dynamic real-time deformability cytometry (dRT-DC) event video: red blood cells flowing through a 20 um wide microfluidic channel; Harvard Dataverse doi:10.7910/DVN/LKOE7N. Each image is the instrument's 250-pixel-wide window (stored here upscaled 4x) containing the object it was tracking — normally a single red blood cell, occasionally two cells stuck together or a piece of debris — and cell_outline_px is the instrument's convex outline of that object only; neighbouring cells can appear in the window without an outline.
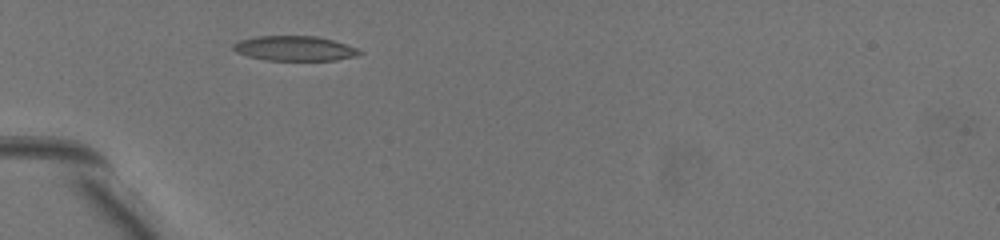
{"species": "common noctule bat (a hibernating species)", "species_latin": "Nyctalus noctula", "temperature_condition": "warm", "stored_images_in_passage": 5, "camera_frame_rate_fps": 3000, "um_per_image_px": 0.085, "animal": {"sex": "female", "body_mass_g": 19.5, "forearm_length_mm": 54.1}, "frame": {"image": 1, "passage_image": 1, "time_ms": 0.0, "image_size_px": [1000, 240], "cell_outline_px": [[364, 52], [360, 56], [336, 60], [264, 60], [248, 56], [236, 52], [232, 48], [232, 44], [240, 40], [256, 36], [316, 36], [332, 40], [356, 48]], "centroid_in_image_um": [25.05, 4.12], "position_along_channel_um": 60.0, "area_um2": 18.32}}